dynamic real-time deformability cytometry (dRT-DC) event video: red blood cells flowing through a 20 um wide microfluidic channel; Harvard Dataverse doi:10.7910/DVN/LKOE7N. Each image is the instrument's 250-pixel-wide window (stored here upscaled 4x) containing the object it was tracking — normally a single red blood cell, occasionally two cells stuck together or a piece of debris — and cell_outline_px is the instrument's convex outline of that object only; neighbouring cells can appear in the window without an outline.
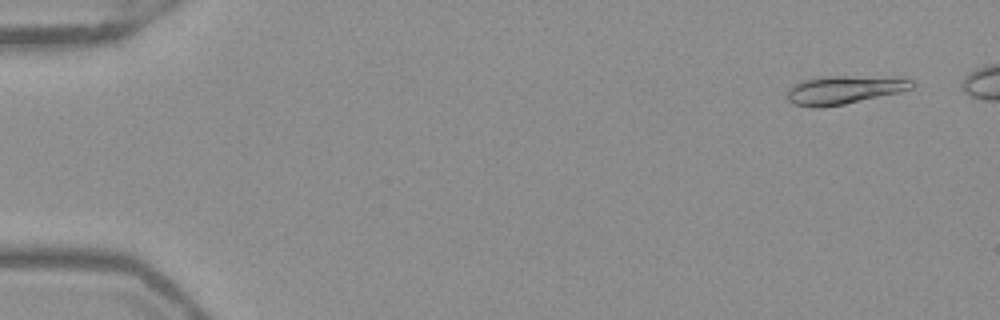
{"species": "Egyptian fruit bat (a non-hibernating species)", "species_latin": "Rousettus aegyptiacus", "temperature_condition": "warm", "stored_images_in_passage": 47, "camera_frame_rate_fps": 3000, "um_per_image_px": 0.085, "frame": {"image": 1, "passage_image": 3, "time_ms": 0.667, "image_size_px": [1000, 320], "cell_outline_px": [[916, 84], [912, 88], [900, 92], [844, 104], [820, 108], [812, 108], [796, 104], [788, 100], [788, 88], [792, 84], [804, 80], [828, 76], [848, 76], [912, 80]], "centroid_in_image_um": [71.68, 7.66], "position_along_channel_um": 13.3, "area_um2": 20.17}}
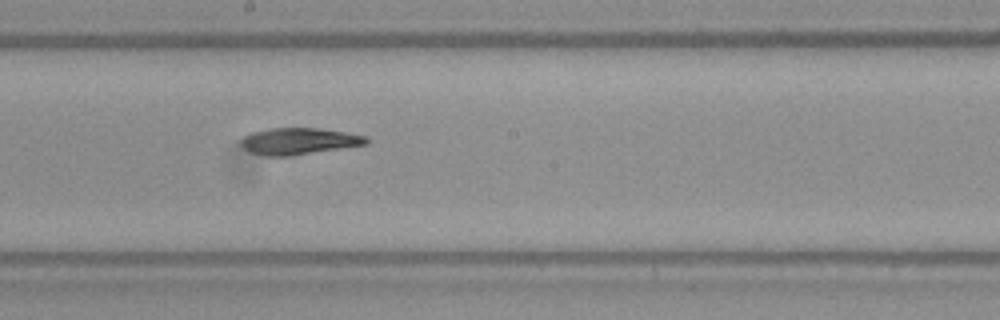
{"frame": {"image": 2, "passage_image": 29, "time_ms": 9.333, "image_size_px": [1000, 320], "cell_outline_px": [[368, 144], [292, 156], [264, 156], [252, 152], [244, 148], [240, 144], [240, 140], [244, 136], [252, 132], [268, 128], [320, 128], [368, 136]], "centroid_in_image_um": [25.41, 12.0], "position_along_channel_um": 222.8, "area_um2": 19.54}}
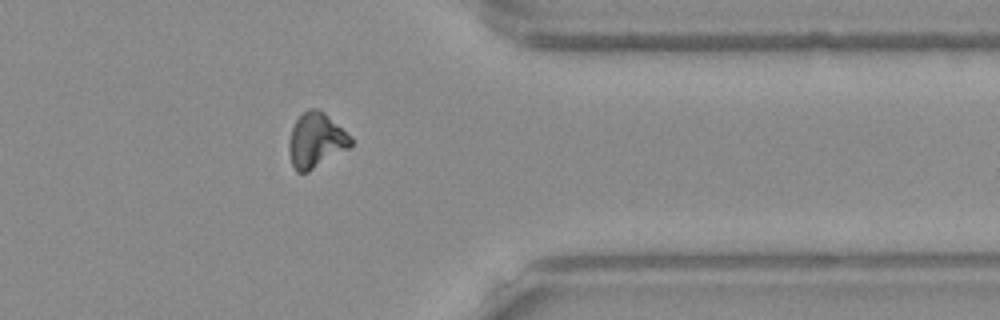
{"frame": {"image": 3, "passage_image": 42, "time_ms": 13.667, "image_size_px": [1000, 320], "cell_outline_px": [[352, 144], [348, 148], [308, 172], [296, 172], [292, 164], [288, 148], [288, 144], [292, 128], [296, 120], [308, 108], [316, 108], [324, 112], [352, 136]], "centroid_in_image_um": [26.86, 11.92], "position_along_channel_um": 384.5, "area_um2": 19.65}}